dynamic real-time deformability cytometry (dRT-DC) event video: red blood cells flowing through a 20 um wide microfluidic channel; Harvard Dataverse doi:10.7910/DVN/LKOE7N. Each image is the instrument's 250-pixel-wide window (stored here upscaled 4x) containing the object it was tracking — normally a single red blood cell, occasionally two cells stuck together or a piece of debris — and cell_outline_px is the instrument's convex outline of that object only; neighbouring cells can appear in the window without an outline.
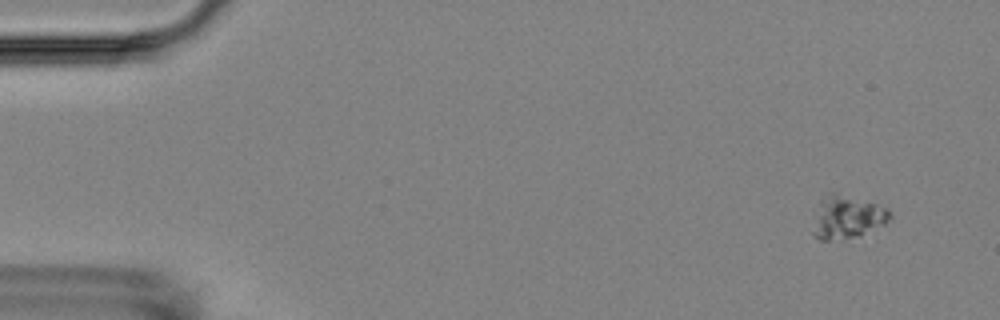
{"species": "Egyptian fruit bat (a non-hibernating species)", "species_latin": "Rousettus aegyptiacus", "temperature_condition": "room temperature", "stored_images_in_passage": 7, "camera_frame_rate_fps": 3000, "um_per_image_px": 0.085, "animal": {"sex": "female"}, "frame": {"image": 1, "passage_image": 1, "time_ms": 0.0, "image_size_px": [1000, 320], "cell_outline_px": [[892, 216], [884, 224], [860, 236], [828, 240], [820, 240], [812, 232], [820, 200], [824, 192], [832, 192], [876, 204], [888, 208]], "centroid_in_image_um": [72.0, 18.45], "position_along_channel_um": 13.0, "area_um2": 18.96}}
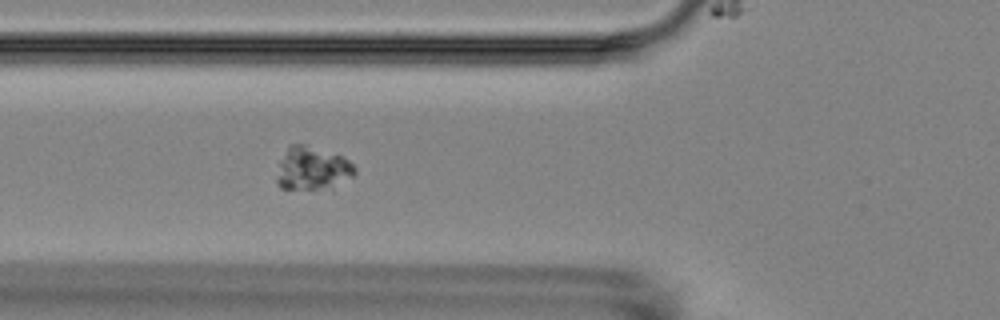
{"frame": {"image": 2, "passage_image": 6, "time_ms": 5.667, "image_size_px": [1000, 320], "cell_outline_px": [[356, 172], [352, 176], [332, 192], [280, 188], [276, 184], [276, 176], [280, 160], [288, 144], [304, 144], [344, 156], [356, 168]], "centroid_in_image_um": [26.57, 14.38], "position_along_channel_um": 99.2, "area_um2": 20.69}}